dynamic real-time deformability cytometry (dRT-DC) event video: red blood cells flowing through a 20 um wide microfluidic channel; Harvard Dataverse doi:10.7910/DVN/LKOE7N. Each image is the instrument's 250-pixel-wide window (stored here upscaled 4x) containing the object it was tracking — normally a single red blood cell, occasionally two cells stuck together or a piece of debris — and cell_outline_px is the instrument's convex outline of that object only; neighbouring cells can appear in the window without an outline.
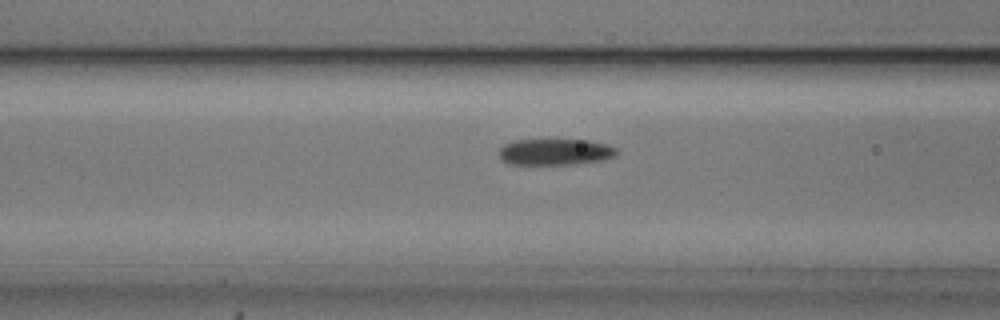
{"species": "common noctule bat (a hibernating species)", "species_latin": "Nyctalus noctula", "temperature_condition": "cold", "stored_images_in_passage": 36, "camera_frame_rate_fps": 3000, "um_per_image_px": 0.085, "animal": {"sex": "male", "body_mass_g": 20.5, "forearm_length_mm": 52.5}, "frame": {"image": 1, "passage_image": 6, "time_ms": 1.667, "image_size_px": [1000, 320], "cell_outline_px": [[620, 152], [616, 156], [604, 160], [576, 164], [508, 164], [500, 156], [500, 148], [504, 144], [512, 140], [588, 140], [608, 144], [616, 148]], "centroid_in_image_um": [47.25, 12.91], "position_along_channel_um": 119.3, "area_um2": 18.15}}
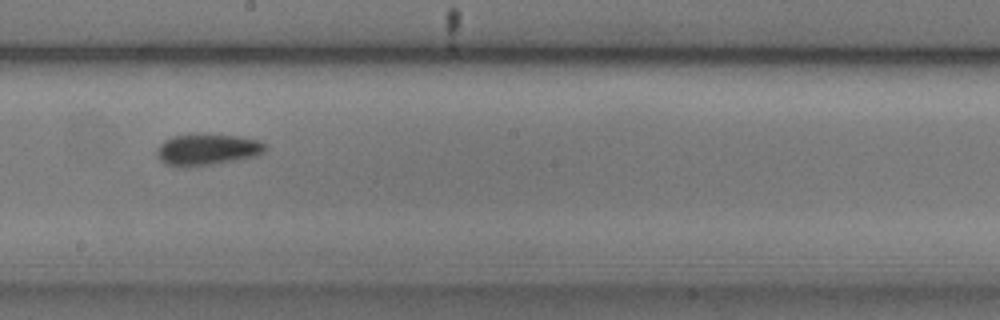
{"frame": {"image": 2, "passage_image": 15, "time_ms": 4.667, "image_size_px": [1000, 320], "cell_outline_px": [[268, 148], [264, 152], [256, 156], [236, 160], [188, 168], [180, 168], [164, 164], [160, 160], [156, 152], [156, 148], [164, 140], [172, 136], [240, 136], [256, 140], [268, 144]], "centroid_in_image_um": [17.6, 12.76], "position_along_channel_um": 230.6, "area_um2": 19.65}}
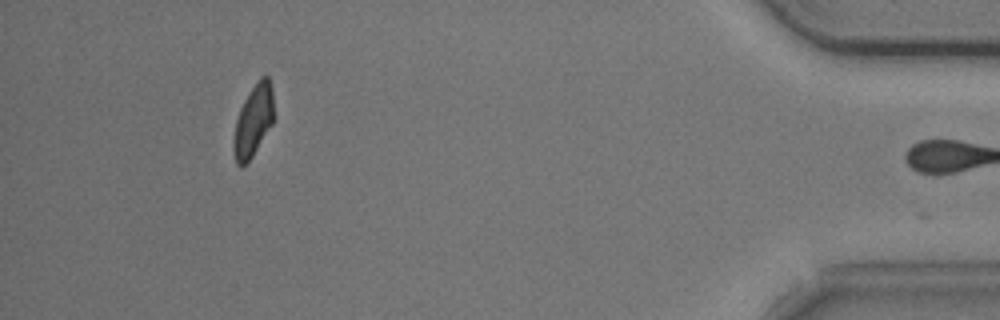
{"frame": {"image": 3, "passage_image": 35, "time_ms": 11.333, "image_size_px": [1000, 320], "cell_outline_px": [[272, 124], [252, 156], [240, 168], [236, 164], [232, 152], [232, 140], [236, 120], [240, 108], [248, 92], [256, 80], [260, 76], [268, 76], [272, 84]], "centroid_in_image_um": [21.49, 10.25], "position_along_channel_um": 413.7, "area_um2": 16.88}, "authors_computed_cell_mechanics": {"area_um2": 18.5538, "velocity_mm_per_s": 3.6962, "shape_relaxation_time_tau1_ms": 2.6376, "shape_relaxation_time_tau2_ms": 3.3533, "deformation_change_tau1": 0.1019, "deformation_change_tau2": 0.0893}}